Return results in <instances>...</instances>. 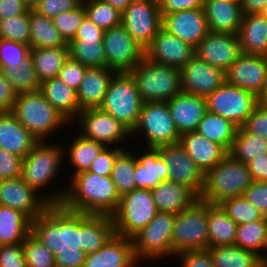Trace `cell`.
<instances>
[{
    "instance_id": "cell-34",
    "label": "cell",
    "mask_w": 267,
    "mask_h": 267,
    "mask_svg": "<svg viewBox=\"0 0 267 267\" xmlns=\"http://www.w3.org/2000/svg\"><path fill=\"white\" fill-rule=\"evenodd\" d=\"M40 91L45 99L70 122L79 114L76 90L58 77L43 81Z\"/></svg>"
},
{
    "instance_id": "cell-22",
    "label": "cell",
    "mask_w": 267,
    "mask_h": 267,
    "mask_svg": "<svg viewBox=\"0 0 267 267\" xmlns=\"http://www.w3.org/2000/svg\"><path fill=\"white\" fill-rule=\"evenodd\" d=\"M162 28L194 48L209 33L204 8L162 14Z\"/></svg>"
},
{
    "instance_id": "cell-3",
    "label": "cell",
    "mask_w": 267,
    "mask_h": 267,
    "mask_svg": "<svg viewBox=\"0 0 267 267\" xmlns=\"http://www.w3.org/2000/svg\"><path fill=\"white\" fill-rule=\"evenodd\" d=\"M61 205L74 212L112 216L118 208L120 195L109 176L83 171L69 178Z\"/></svg>"
},
{
    "instance_id": "cell-62",
    "label": "cell",
    "mask_w": 267,
    "mask_h": 267,
    "mask_svg": "<svg viewBox=\"0 0 267 267\" xmlns=\"http://www.w3.org/2000/svg\"><path fill=\"white\" fill-rule=\"evenodd\" d=\"M104 32L85 16L73 40H103Z\"/></svg>"
},
{
    "instance_id": "cell-65",
    "label": "cell",
    "mask_w": 267,
    "mask_h": 267,
    "mask_svg": "<svg viewBox=\"0 0 267 267\" xmlns=\"http://www.w3.org/2000/svg\"><path fill=\"white\" fill-rule=\"evenodd\" d=\"M240 4L243 14H256L267 4V0H242Z\"/></svg>"
},
{
    "instance_id": "cell-41",
    "label": "cell",
    "mask_w": 267,
    "mask_h": 267,
    "mask_svg": "<svg viewBox=\"0 0 267 267\" xmlns=\"http://www.w3.org/2000/svg\"><path fill=\"white\" fill-rule=\"evenodd\" d=\"M235 160L247 164L257 156L267 154V139L239 127L232 147L228 152Z\"/></svg>"
},
{
    "instance_id": "cell-69",
    "label": "cell",
    "mask_w": 267,
    "mask_h": 267,
    "mask_svg": "<svg viewBox=\"0 0 267 267\" xmlns=\"http://www.w3.org/2000/svg\"><path fill=\"white\" fill-rule=\"evenodd\" d=\"M41 2V0H24L25 5L30 9L34 10V8Z\"/></svg>"
},
{
    "instance_id": "cell-5",
    "label": "cell",
    "mask_w": 267,
    "mask_h": 267,
    "mask_svg": "<svg viewBox=\"0 0 267 267\" xmlns=\"http://www.w3.org/2000/svg\"><path fill=\"white\" fill-rule=\"evenodd\" d=\"M253 182L248 165L228 154L205 174V183L199 199L219 205L227 199L243 196L244 191Z\"/></svg>"
},
{
    "instance_id": "cell-25",
    "label": "cell",
    "mask_w": 267,
    "mask_h": 267,
    "mask_svg": "<svg viewBox=\"0 0 267 267\" xmlns=\"http://www.w3.org/2000/svg\"><path fill=\"white\" fill-rule=\"evenodd\" d=\"M133 145L138 147L135 148V150L132 144L129 145L136 155V166L134 173L136 188L152 190L161 182L168 180L169 171L162 157L160 156L159 149L144 146L141 148L140 145ZM139 148L142 149L141 152Z\"/></svg>"
},
{
    "instance_id": "cell-6",
    "label": "cell",
    "mask_w": 267,
    "mask_h": 267,
    "mask_svg": "<svg viewBox=\"0 0 267 267\" xmlns=\"http://www.w3.org/2000/svg\"><path fill=\"white\" fill-rule=\"evenodd\" d=\"M144 102L168 101L182 92L181 71L143 58L130 72Z\"/></svg>"
},
{
    "instance_id": "cell-61",
    "label": "cell",
    "mask_w": 267,
    "mask_h": 267,
    "mask_svg": "<svg viewBox=\"0 0 267 267\" xmlns=\"http://www.w3.org/2000/svg\"><path fill=\"white\" fill-rule=\"evenodd\" d=\"M17 93L7 80L4 72L0 70V112H11Z\"/></svg>"
},
{
    "instance_id": "cell-60",
    "label": "cell",
    "mask_w": 267,
    "mask_h": 267,
    "mask_svg": "<svg viewBox=\"0 0 267 267\" xmlns=\"http://www.w3.org/2000/svg\"><path fill=\"white\" fill-rule=\"evenodd\" d=\"M161 14L203 8L204 0H158Z\"/></svg>"
},
{
    "instance_id": "cell-1",
    "label": "cell",
    "mask_w": 267,
    "mask_h": 267,
    "mask_svg": "<svg viewBox=\"0 0 267 267\" xmlns=\"http://www.w3.org/2000/svg\"><path fill=\"white\" fill-rule=\"evenodd\" d=\"M31 234L53 252L56 267H84L82 213L51 204L31 220Z\"/></svg>"
},
{
    "instance_id": "cell-29",
    "label": "cell",
    "mask_w": 267,
    "mask_h": 267,
    "mask_svg": "<svg viewBox=\"0 0 267 267\" xmlns=\"http://www.w3.org/2000/svg\"><path fill=\"white\" fill-rule=\"evenodd\" d=\"M75 127H70L68 132L73 131V138L68 139L69 143L61 140L63 149H64V166H68L67 171L70 170L71 174L68 176L71 178L73 175L88 171L92 162L97 158L100 151L105 147L103 143L86 139L76 132ZM73 129V130H71ZM67 163L70 165H67Z\"/></svg>"
},
{
    "instance_id": "cell-17",
    "label": "cell",
    "mask_w": 267,
    "mask_h": 267,
    "mask_svg": "<svg viewBox=\"0 0 267 267\" xmlns=\"http://www.w3.org/2000/svg\"><path fill=\"white\" fill-rule=\"evenodd\" d=\"M242 54L238 35L209 32L195 47V56L226 72Z\"/></svg>"
},
{
    "instance_id": "cell-8",
    "label": "cell",
    "mask_w": 267,
    "mask_h": 267,
    "mask_svg": "<svg viewBox=\"0 0 267 267\" xmlns=\"http://www.w3.org/2000/svg\"><path fill=\"white\" fill-rule=\"evenodd\" d=\"M175 216L174 213L158 211L153 220L132 238L135 258L141 265L172 259Z\"/></svg>"
},
{
    "instance_id": "cell-57",
    "label": "cell",
    "mask_w": 267,
    "mask_h": 267,
    "mask_svg": "<svg viewBox=\"0 0 267 267\" xmlns=\"http://www.w3.org/2000/svg\"><path fill=\"white\" fill-rule=\"evenodd\" d=\"M242 127L247 132L267 139V106L259 103Z\"/></svg>"
},
{
    "instance_id": "cell-42",
    "label": "cell",
    "mask_w": 267,
    "mask_h": 267,
    "mask_svg": "<svg viewBox=\"0 0 267 267\" xmlns=\"http://www.w3.org/2000/svg\"><path fill=\"white\" fill-rule=\"evenodd\" d=\"M135 166L136 155L128 146L117 155L111 173V179L120 196L136 189Z\"/></svg>"
},
{
    "instance_id": "cell-39",
    "label": "cell",
    "mask_w": 267,
    "mask_h": 267,
    "mask_svg": "<svg viewBox=\"0 0 267 267\" xmlns=\"http://www.w3.org/2000/svg\"><path fill=\"white\" fill-rule=\"evenodd\" d=\"M238 127L220 115L206 112L196 132L230 151Z\"/></svg>"
},
{
    "instance_id": "cell-40",
    "label": "cell",
    "mask_w": 267,
    "mask_h": 267,
    "mask_svg": "<svg viewBox=\"0 0 267 267\" xmlns=\"http://www.w3.org/2000/svg\"><path fill=\"white\" fill-rule=\"evenodd\" d=\"M215 267H264L260 255L236 245L207 249Z\"/></svg>"
},
{
    "instance_id": "cell-52",
    "label": "cell",
    "mask_w": 267,
    "mask_h": 267,
    "mask_svg": "<svg viewBox=\"0 0 267 267\" xmlns=\"http://www.w3.org/2000/svg\"><path fill=\"white\" fill-rule=\"evenodd\" d=\"M122 150L123 148L105 146L92 162L88 171L100 176L111 175L115 159Z\"/></svg>"
},
{
    "instance_id": "cell-12",
    "label": "cell",
    "mask_w": 267,
    "mask_h": 267,
    "mask_svg": "<svg viewBox=\"0 0 267 267\" xmlns=\"http://www.w3.org/2000/svg\"><path fill=\"white\" fill-rule=\"evenodd\" d=\"M74 125L78 128L76 132L82 137L105 146L125 149L128 148L125 144L132 143L131 131L100 108L81 111L71 122V126Z\"/></svg>"
},
{
    "instance_id": "cell-56",
    "label": "cell",
    "mask_w": 267,
    "mask_h": 267,
    "mask_svg": "<svg viewBox=\"0 0 267 267\" xmlns=\"http://www.w3.org/2000/svg\"><path fill=\"white\" fill-rule=\"evenodd\" d=\"M80 3L79 0H41L34 11L52 19L64 11L73 10Z\"/></svg>"
},
{
    "instance_id": "cell-24",
    "label": "cell",
    "mask_w": 267,
    "mask_h": 267,
    "mask_svg": "<svg viewBox=\"0 0 267 267\" xmlns=\"http://www.w3.org/2000/svg\"><path fill=\"white\" fill-rule=\"evenodd\" d=\"M166 102L180 135L196 131L199 122L207 112L206 97L198 95L181 92Z\"/></svg>"
},
{
    "instance_id": "cell-43",
    "label": "cell",
    "mask_w": 267,
    "mask_h": 267,
    "mask_svg": "<svg viewBox=\"0 0 267 267\" xmlns=\"http://www.w3.org/2000/svg\"><path fill=\"white\" fill-rule=\"evenodd\" d=\"M68 48L69 57L88 68L107 67L103 40H72Z\"/></svg>"
},
{
    "instance_id": "cell-20",
    "label": "cell",
    "mask_w": 267,
    "mask_h": 267,
    "mask_svg": "<svg viewBox=\"0 0 267 267\" xmlns=\"http://www.w3.org/2000/svg\"><path fill=\"white\" fill-rule=\"evenodd\" d=\"M195 55V48L161 28L144 49L148 60L181 69Z\"/></svg>"
},
{
    "instance_id": "cell-2",
    "label": "cell",
    "mask_w": 267,
    "mask_h": 267,
    "mask_svg": "<svg viewBox=\"0 0 267 267\" xmlns=\"http://www.w3.org/2000/svg\"><path fill=\"white\" fill-rule=\"evenodd\" d=\"M62 166L64 167V149L61 141H41L23 158L21 178L50 204H61L67 185L57 184V188L53 182H57V179L59 181L61 170L64 175L67 174ZM52 186L57 189L52 188V191Z\"/></svg>"
},
{
    "instance_id": "cell-4",
    "label": "cell",
    "mask_w": 267,
    "mask_h": 267,
    "mask_svg": "<svg viewBox=\"0 0 267 267\" xmlns=\"http://www.w3.org/2000/svg\"><path fill=\"white\" fill-rule=\"evenodd\" d=\"M11 113L38 142L57 140L61 131L67 132L71 126V122L45 99L40 90L17 94Z\"/></svg>"
},
{
    "instance_id": "cell-66",
    "label": "cell",
    "mask_w": 267,
    "mask_h": 267,
    "mask_svg": "<svg viewBox=\"0 0 267 267\" xmlns=\"http://www.w3.org/2000/svg\"><path fill=\"white\" fill-rule=\"evenodd\" d=\"M122 12L134 0H103Z\"/></svg>"
},
{
    "instance_id": "cell-71",
    "label": "cell",
    "mask_w": 267,
    "mask_h": 267,
    "mask_svg": "<svg viewBox=\"0 0 267 267\" xmlns=\"http://www.w3.org/2000/svg\"><path fill=\"white\" fill-rule=\"evenodd\" d=\"M230 1H233V2H236V3H241L242 0H230Z\"/></svg>"
},
{
    "instance_id": "cell-72",
    "label": "cell",
    "mask_w": 267,
    "mask_h": 267,
    "mask_svg": "<svg viewBox=\"0 0 267 267\" xmlns=\"http://www.w3.org/2000/svg\"><path fill=\"white\" fill-rule=\"evenodd\" d=\"M264 57H266V58H267V46H266V52H265V55H264Z\"/></svg>"
},
{
    "instance_id": "cell-36",
    "label": "cell",
    "mask_w": 267,
    "mask_h": 267,
    "mask_svg": "<svg viewBox=\"0 0 267 267\" xmlns=\"http://www.w3.org/2000/svg\"><path fill=\"white\" fill-rule=\"evenodd\" d=\"M31 233V219L22 211L0 205V245L23 243Z\"/></svg>"
},
{
    "instance_id": "cell-64",
    "label": "cell",
    "mask_w": 267,
    "mask_h": 267,
    "mask_svg": "<svg viewBox=\"0 0 267 267\" xmlns=\"http://www.w3.org/2000/svg\"><path fill=\"white\" fill-rule=\"evenodd\" d=\"M253 181H267V154L257 156L247 163Z\"/></svg>"
},
{
    "instance_id": "cell-33",
    "label": "cell",
    "mask_w": 267,
    "mask_h": 267,
    "mask_svg": "<svg viewBox=\"0 0 267 267\" xmlns=\"http://www.w3.org/2000/svg\"><path fill=\"white\" fill-rule=\"evenodd\" d=\"M115 227L111 216L82 213V245L87 253L99 250L113 235Z\"/></svg>"
},
{
    "instance_id": "cell-49",
    "label": "cell",
    "mask_w": 267,
    "mask_h": 267,
    "mask_svg": "<svg viewBox=\"0 0 267 267\" xmlns=\"http://www.w3.org/2000/svg\"><path fill=\"white\" fill-rule=\"evenodd\" d=\"M27 267H56L54 254L31 233L22 243Z\"/></svg>"
},
{
    "instance_id": "cell-45",
    "label": "cell",
    "mask_w": 267,
    "mask_h": 267,
    "mask_svg": "<svg viewBox=\"0 0 267 267\" xmlns=\"http://www.w3.org/2000/svg\"><path fill=\"white\" fill-rule=\"evenodd\" d=\"M87 18L104 31L121 25V12L103 0H84Z\"/></svg>"
},
{
    "instance_id": "cell-28",
    "label": "cell",
    "mask_w": 267,
    "mask_h": 267,
    "mask_svg": "<svg viewBox=\"0 0 267 267\" xmlns=\"http://www.w3.org/2000/svg\"><path fill=\"white\" fill-rule=\"evenodd\" d=\"M116 72L107 68H87L76 94L79 113L83 110L100 108L109 83Z\"/></svg>"
},
{
    "instance_id": "cell-10",
    "label": "cell",
    "mask_w": 267,
    "mask_h": 267,
    "mask_svg": "<svg viewBox=\"0 0 267 267\" xmlns=\"http://www.w3.org/2000/svg\"><path fill=\"white\" fill-rule=\"evenodd\" d=\"M142 104L134 79L129 72H122L115 73L111 79L100 109L132 132L139 120Z\"/></svg>"
},
{
    "instance_id": "cell-70",
    "label": "cell",
    "mask_w": 267,
    "mask_h": 267,
    "mask_svg": "<svg viewBox=\"0 0 267 267\" xmlns=\"http://www.w3.org/2000/svg\"><path fill=\"white\" fill-rule=\"evenodd\" d=\"M259 14L267 19V4L262 8V10L259 12Z\"/></svg>"
},
{
    "instance_id": "cell-11",
    "label": "cell",
    "mask_w": 267,
    "mask_h": 267,
    "mask_svg": "<svg viewBox=\"0 0 267 267\" xmlns=\"http://www.w3.org/2000/svg\"><path fill=\"white\" fill-rule=\"evenodd\" d=\"M150 189L136 188L120 197L117 210L111 216L115 234L132 239L157 214Z\"/></svg>"
},
{
    "instance_id": "cell-31",
    "label": "cell",
    "mask_w": 267,
    "mask_h": 267,
    "mask_svg": "<svg viewBox=\"0 0 267 267\" xmlns=\"http://www.w3.org/2000/svg\"><path fill=\"white\" fill-rule=\"evenodd\" d=\"M157 211L178 214L199 197L187 186L165 180L151 190Z\"/></svg>"
},
{
    "instance_id": "cell-48",
    "label": "cell",
    "mask_w": 267,
    "mask_h": 267,
    "mask_svg": "<svg viewBox=\"0 0 267 267\" xmlns=\"http://www.w3.org/2000/svg\"><path fill=\"white\" fill-rule=\"evenodd\" d=\"M0 39L29 45V11L26 14H22L20 16L0 19Z\"/></svg>"
},
{
    "instance_id": "cell-67",
    "label": "cell",
    "mask_w": 267,
    "mask_h": 267,
    "mask_svg": "<svg viewBox=\"0 0 267 267\" xmlns=\"http://www.w3.org/2000/svg\"><path fill=\"white\" fill-rule=\"evenodd\" d=\"M258 101L260 104L267 106V79H266L263 91L258 97Z\"/></svg>"
},
{
    "instance_id": "cell-46",
    "label": "cell",
    "mask_w": 267,
    "mask_h": 267,
    "mask_svg": "<svg viewBox=\"0 0 267 267\" xmlns=\"http://www.w3.org/2000/svg\"><path fill=\"white\" fill-rule=\"evenodd\" d=\"M2 71L17 94L40 90L41 83L36 75L33 61L30 56L19 68Z\"/></svg>"
},
{
    "instance_id": "cell-58",
    "label": "cell",
    "mask_w": 267,
    "mask_h": 267,
    "mask_svg": "<svg viewBox=\"0 0 267 267\" xmlns=\"http://www.w3.org/2000/svg\"><path fill=\"white\" fill-rule=\"evenodd\" d=\"M0 267H27L22 243L0 245Z\"/></svg>"
},
{
    "instance_id": "cell-51",
    "label": "cell",
    "mask_w": 267,
    "mask_h": 267,
    "mask_svg": "<svg viewBox=\"0 0 267 267\" xmlns=\"http://www.w3.org/2000/svg\"><path fill=\"white\" fill-rule=\"evenodd\" d=\"M30 56V46L0 39V70H12Z\"/></svg>"
},
{
    "instance_id": "cell-19",
    "label": "cell",
    "mask_w": 267,
    "mask_h": 267,
    "mask_svg": "<svg viewBox=\"0 0 267 267\" xmlns=\"http://www.w3.org/2000/svg\"><path fill=\"white\" fill-rule=\"evenodd\" d=\"M225 77L228 84L259 97L267 79V58L242 53L225 72Z\"/></svg>"
},
{
    "instance_id": "cell-54",
    "label": "cell",
    "mask_w": 267,
    "mask_h": 267,
    "mask_svg": "<svg viewBox=\"0 0 267 267\" xmlns=\"http://www.w3.org/2000/svg\"><path fill=\"white\" fill-rule=\"evenodd\" d=\"M23 158L0 148V180L21 177Z\"/></svg>"
},
{
    "instance_id": "cell-30",
    "label": "cell",
    "mask_w": 267,
    "mask_h": 267,
    "mask_svg": "<svg viewBox=\"0 0 267 267\" xmlns=\"http://www.w3.org/2000/svg\"><path fill=\"white\" fill-rule=\"evenodd\" d=\"M38 143L11 112H0V148L24 158Z\"/></svg>"
},
{
    "instance_id": "cell-68",
    "label": "cell",
    "mask_w": 267,
    "mask_h": 267,
    "mask_svg": "<svg viewBox=\"0 0 267 267\" xmlns=\"http://www.w3.org/2000/svg\"><path fill=\"white\" fill-rule=\"evenodd\" d=\"M260 258H261V262L263 265L267 264V231H266V236H265L264 247L260 255Z\"/></svg>"
},
{
    "instance_id": "cell-9",
    "label": "cell",
    "mask_w": 267,
    "mask_h": 267,
    "mask_svg": "<svg viewBox=\"0 0 267 267\" xmlns=\"http://www.w3.org/2000/svg\"><path fill=\"white\" fill-rule=\"evenodd\" d=\"M208 202L197 199L176 214L172 232V260L179 252L208 249Z\"/></svg>"
},
{
    "instance_id": "cell-21",
    "label": "cell",
    "mask_w": 267,
    "mask_h": 267,
    "mask_svg": "<svg viewBox=\"0 0 267 267\" xmlns=\"http://www.w3.org/2000/svg\"><path fill=\"white\" fill-rule=\"evenodd\" d=\"M182 92L207 97L225 81V72L195 55L181 69Z\"/></svg>"
},
{
    "instance_id": "cell-18",
    "label": "cell",
    "mask_w": 267,
    "mask_h": 267,
    "mask_svg": "<svg viewBox=\"0 0 267 267\" xmlns=\"http://www.w3.org/2000/svg\"><path fill=\"white\" fill-rule=\"evenodd\" d=\"M0 205L20 210L34 220L51 204L20 177L0 180Z\"/></svg>"
},
{
    "instance_id": "cell-55",
    "label": "cell",
    "mask_w": 267,
    "mask_h": 267,
    "mask_svg": "<svg viewBox=\"0 0 267 267\" xmlns=\"http://www.w3.org/2000/svg\"><path fill=\"white\" fill-rule=\"evenodd\" d=\"M180 267H215L208 250H187L174 257Z\"/></svg>"
},
{
    "instance_id": "cell-13",
    "label": "cell",
    "mask_w": 267,
    "mask_h": 267,
    "mask_svg": "<svg viewBox=\"0 0 267 267\" xmlns=\"http://www.w3.org/2000/svg\"><path fill=\"white\" fill-rule=\"evenodd\" d=\"M207 111L231 121L238 128L259 104L258 97L226 81L206 97Z\"/></svg>"
},
{
    "instance_id": "cell-7",
    "label": "cell",
    "mask_w": 267,
    "mask_h": 267,
    "mask_svg": "<svg viewBox=\"0 0 267 267\" xmlns=\"http://www.w3.org/2000/svg\"><path fill=\"white\" fill-rule=\"evenodd\" d=\"M180 136L170 115L167 102L155 101L142 104L139 120L131 132L132 141L135 143L131 144L139 145L144 141L140 146L157 148L178 143Z\"/></svg>"
},
{
    "instance_id": "cell-32",
    "label": "cell",
    "mask_w": 267,
    "mask_h": 267,
    "mask_svg": "<svg viewBox=\"0 0 267 267\" xmlns=\"http://www.w3.org/2000/svg\"><path fill=\"white\" fill-rule=\"evenodd\" d=\"M237 35L243 54L265 55L267 46V19L259 13L244 14Z\"/></svg>"
},
{
    "instance_id": "cell-26",
    "label": "cell",
    "mask_w": 267,
    "mask_h": 267,
    "mask_svg": "<svg viewBox=\"0 0 267 267\" xmlns=\"http://www.w3.org/2000/svg\"><path fill=\"white\" fill-rule=\"evenodd\" d=\"M203 8L209 32L238 34L244 15L240 3L230 0H204Z\"/></svg>"
},
{
    "instance_id": "cell-35",
    "label": "cell",
    "mask_w": 267,
    "mask_h": 267,
    "mask_svg": "<svg viewBox=\"0 0 267 267\" xmlns=\"http://www.w3.org/2000/svg\"><path fill=\"white\" fill-rule=\"evenodd\" d=\"M237 226L220 205L208 203V248L235 245Z\"/></svg>"
},
{
    "instance_id": "cell-15",
    "label": "cell",
    "mask_w": 267,
    "mask_h": 267,
    "mask_svg": "<svg viewBox=\"0 0 267 267\" xmlns=\"http://www.w3.org/2000/svg\"><path fill=\"white\" fill-rule=\"evenodd\" d=\"M103 46L106 66L116 73L130 72L144 58V48L122 25L104 32Z\"/></svg>"
},
{
    "instance_id": "cell-63",
    "label": "cell",
    "mask_w": 267,
    "mask_h": 267,
    "mask_svg": "<svg viewBox=\"0 0 267 267\" xmlns=\"http://www.w3.org/2000/svg\"><path fill=\"white\" fill-rule=\"evenodd\" d=\"M29 10L24 0H0V19L20 16Z\"/></svg>"
},
{
    "instance_id": "cell-59",
    "label": "cell",
    "mask_w": 267,
    "mask_h": 267,
    "mask_svg": "<svg viewBox=\"0 0 267 267\" xmlns=\"http://www.w3.org/2000/svg\"><path fill=\"white\" fill-rule=\"evenodd\" d=\"M243 196L267 217V181H254Z\"/></svg>"
},
{
    "instance_id": "cell-38",
    "label": "cell",
    "mask_w": 267,
    "mask_h": 267,
    "mask_svg": "<svg viewBox=\"0 0 267 267\" xmlns=\"http://www.w3.org/2000/svg\"><path fill=\"white\" fill-rule=\"evenodd\" d=\"M30 49L62 47L67 43L55 28L53 20L29 10Z\"/></svg>"
},
{
    "instance_id": "cell-44",
    "label": "cell",
    "mask_w": 267,
    "mask_h": 267,
    "mask_svg": "<svg viewBox=\"0 0 267 267\" xmlns=\"http://www.w3.org/2000/svg\"><path fill=\"white\" fill-rule=\"evenodd\" d=\"M267 231V217L238 225L235 245L261 255Z\"/></svg>"
},
{
    "instance_id": "cell-37",
    "label": "cell",
    "mask_w": 267,
    "mask_h": 267,
    "mask_svg": "<svg viewBox=\"0 0 267 267\" xmlns=\"http://www.w3.org/2000/svg\"><path fill=\"white\" fill-rule=\"evenodd\" d=\"M30 57L40 83L53 79L58 77L63 64L69 58L68 43L62 47L30 49Z\"/></svg>"
},
{
    "instance_id": "cell-16",
    "label": "cell",
    "mask_w": 267,
    "mask_h": 267,
    "mask_svg": "<svg viewBox=\"0 0 267 267\" xmlns=\"http://www.w3.org/2000/svg\"><path fill=\"white\" fill-rule=\"evenodd\" d=\"M157 148L168 168V180L187 186L199 197L204 187L205 174L188 156L183 146L178 142Z\"/></svg>"
},
{
    "instance_id": "cell-14",
    "label": "cell",
    "mask_w": 267,
    "mask_h": 267,
    "mask_svg": "<svg viewBox=\"0 0 267 267\" xmlns=\"http://www.w3.org/2000/svg\"><path fill=\"white\" fill-rule=\"evenodd\" d=\"M121 25L144 49L162 28L158 0H134L121 12Z\"/></svg>"
},
{
    "instance_id": "cell-27",
    "label": "cell",
    "mask_w": 267,
    "mask_h": 267,
    "mask_svg": "<svg viewBox=\"0 0 267 267\" xmlns=\"http://www.w3.org/2000/svg\"><path fill=\"white\" fill-rule=\"evenodd\" d=\"M179 143L204 174L228 155L223 146L208 140L196 131L183 133Z\"/></svg>"
},
{
    "instance_id": "cell-50",
    "label": "cell",
    "mask_w": 267,
    "mask_h": 267,
    "mask_svg": "<svg viewBox=\"0 0 267 267\" xmlns=\"http://www.w3.org/2000/svg\"><path fill=\"white\" fill-rule=\"evenodd\" d=\"M86 16V11L81 2L76 8L70 11H64L52 18L55 28L66 43L72 41Z\"/></svg>"
},
{
    "instance_id": "cell-53",
    "label": "cell",
    "mask_w": 267,
    "mask_h": 267,
    "mask_svg": "<svg viewBox=\"0 0 267 267\" xmlns=\"http://www.w3.org/2000/svg\"><path fill=\"white\" fill-rule=\"evenodd\" d=\"M87 68V66H84L80 62L69 57L63 64L58 78L61 79L66 85L77 91Z\"/></svg>"
},
{
    "instance_id": "cell-23",
    "label": "cell",
    "mask_w": 267,
    "mask_h": 267,
    "mask_svg": "<svg viewBox=\"0 0 267 267\" xmlns=\"http://www.w3.org/2000/svg\"><path fill=\"white\" fill-rule=\"evenodd\" d=\"M134 255L133 241L114 234L99 250L87 254L84 267H141Z\"/></svg>"
},
{
    "instance_id": "cell-47",
    "label": "cell",
    "mask_w": 267,
    "mask_h": 267,
    "mask_svg": "<svg viewBox=\"0 0 267 267\" xmlns=\"http://www.w3.org/2000/svg\"><path fill=\"white\" fill-rule=\"evenodd\" d=\"M219 205L237 225L261 220L264 217L244 196L227 199Z\"/></svg>"
}]
</instances>
